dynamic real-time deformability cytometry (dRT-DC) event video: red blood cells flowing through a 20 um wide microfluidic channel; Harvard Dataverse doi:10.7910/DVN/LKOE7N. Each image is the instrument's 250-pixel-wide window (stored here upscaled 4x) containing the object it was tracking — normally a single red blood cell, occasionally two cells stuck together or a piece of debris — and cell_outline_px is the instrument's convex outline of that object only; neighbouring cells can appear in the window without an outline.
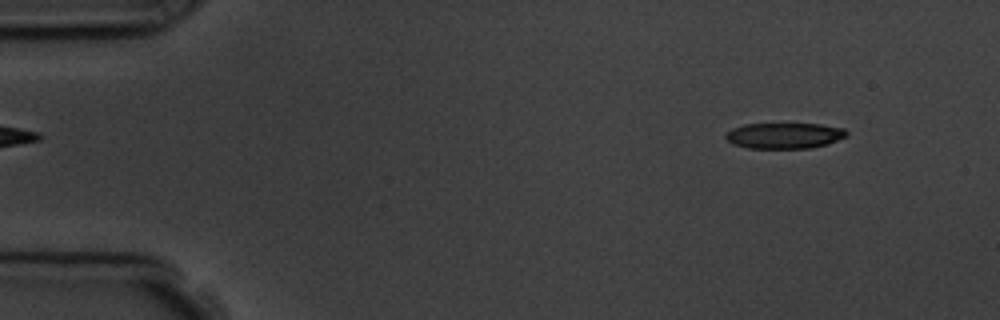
{"species": "common noctule bat (a hibernating species)", "species_latin": "Nyctalus noctula", "temperature_condition": "room temperature", "stored_images_in_passage": 3, "camera_frame_rate_fps": 3000, "um_per_image_px": 0.085, "animal": {"sex": "male", "body_mass_g": 19.5, "forearm_length_mm": 54.6}, "frame": {"image": 1, "passage_image": 1, "time_ms": 0.0, "image_size_px": [1000, 320], "cell_outline_px": [[848, 136], [828, 144], [812, 148], [748, 148], [732, 144], [724, 136], [724, 132], [732, 128], [744, 124], [820, 124], [844, 128], [848, 132]], "centroid_in_image_um": [66.67, 11.53], "position_along_channel_um": 18.3, "area_um2": 18.38}}
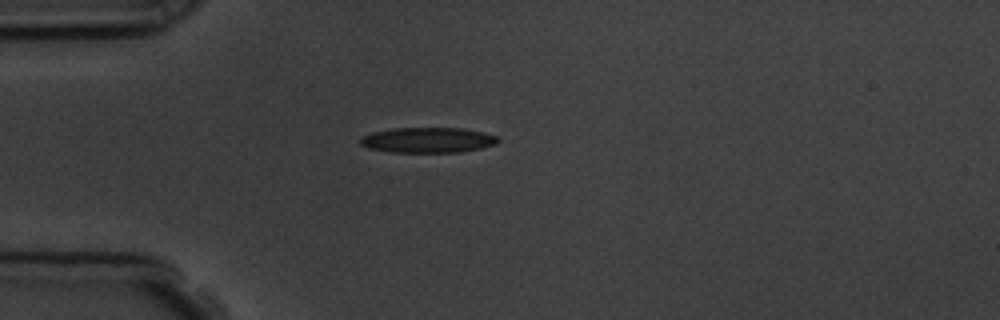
{"frame": {"image": 2, "passage_image": 3, "time_ms": 3.0, "image_size_px": [1000, 320], "cell_outline_px": [[500, 140], [496, 144], [480, 148], [460, 152], [388, 152], [368, 148], [360, 144], [360, 136], [372, 132], [392, 128], [464, 128], [496, 136]], "centroid_in_image_um": [36.31, 11.9], "position_along_channel_um": 48.7, "area_um2": 20.35}}